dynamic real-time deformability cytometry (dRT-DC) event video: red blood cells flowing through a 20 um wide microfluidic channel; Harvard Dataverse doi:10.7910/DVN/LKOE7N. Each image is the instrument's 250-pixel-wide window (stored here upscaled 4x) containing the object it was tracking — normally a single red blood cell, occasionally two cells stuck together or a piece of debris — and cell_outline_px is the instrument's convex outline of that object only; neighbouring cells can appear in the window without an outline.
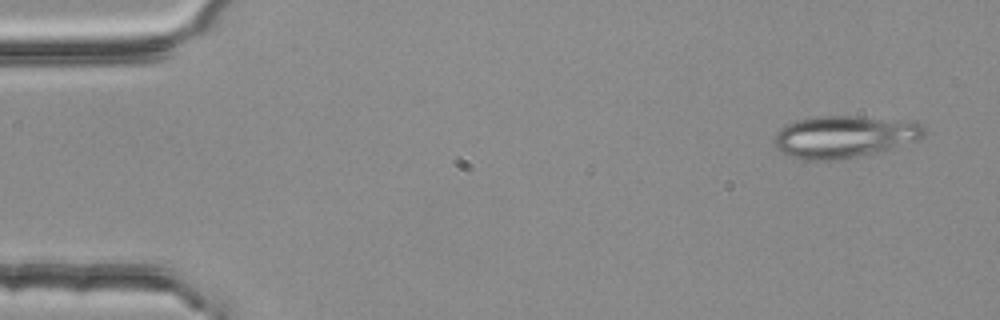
{"species": "common noctule bat (a hibernating species)", "species_latin": "Nyctalus noctula", "temperature_condition": "room temperature", "stored_images_in_passage": 5, "camera_frame_rate_fps": 3000, "um_per_image_px": 0.085, "animal": {"sex": "female", "body_mass_g": 25.1}, "frame": {"image": 1, "passage_image": 2, "time_ms": 0.333, "image_size_px": [1000, 320], "cell_outline_px": [[928, 132], [924, 136], [916, 140], [896, 148], [884, 152], [840, 160], [804, 160], [788, 156], [780, 152], [776, 148], [776, 136], [780, 128], [796, 120], [812, 116], [856, 116], [916, 120], [924, 124]], "centroid_in_image_um": [71.86, 11.62], "position_along_channel_um": 13.1, "area_um2": 37.8}}